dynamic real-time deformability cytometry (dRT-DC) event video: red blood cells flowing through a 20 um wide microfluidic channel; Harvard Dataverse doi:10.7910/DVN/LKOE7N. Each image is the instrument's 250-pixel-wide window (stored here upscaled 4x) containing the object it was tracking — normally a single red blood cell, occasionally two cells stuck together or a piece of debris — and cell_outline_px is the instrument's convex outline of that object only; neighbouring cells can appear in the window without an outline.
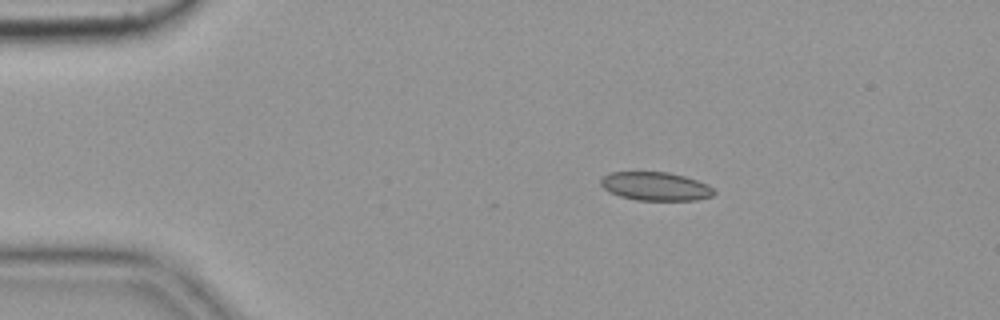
{"species": "common noctule bat (a hibernating species)", "species_latin": "Nyctalus noctula", "temperature_condition": "cold", "stored_images_in_passage": 5, "camera_frame_rate_fps": 3000, "um_per_image_px": 0.085, "animal": {"sex": "female", "body_mass_g": 19.9}, "frame": {"image": 1, "passage_image": 3, "time_ms": 0.667, "image_size_px": [1000, 320], "cell_outline_px": [[716, 192], [712, 196], [696, 200], [636, 200], [620, 196], [608, 192], [600, 184], [600, 180], [608, 172], [668, 172], [684, 176], [708, 184]], "centroid_in_image_um": [55.7, 15.84], "position_along_channel_um": 29.3, "area_um2": 18.84}}